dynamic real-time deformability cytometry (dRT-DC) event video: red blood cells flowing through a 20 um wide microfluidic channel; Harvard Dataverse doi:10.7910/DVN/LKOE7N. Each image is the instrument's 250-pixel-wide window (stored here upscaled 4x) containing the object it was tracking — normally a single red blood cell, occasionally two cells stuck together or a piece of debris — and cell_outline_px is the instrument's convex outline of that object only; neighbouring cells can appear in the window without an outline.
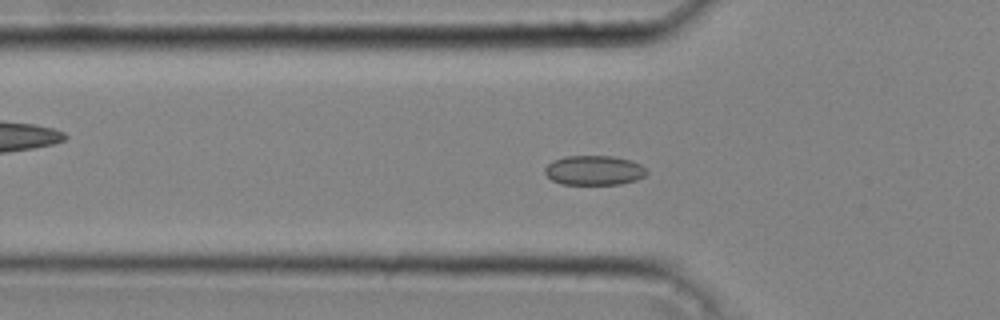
{"species": "common noctule bat (a hibernating species)", "species_latin": "Nyctalus noctula", "temperature_condition": "cold", "stored_images_in_passage": 37, "camera_frame_rate_fps": 3000, "um_per_image_px": 0.085, "animal": {"sex": "male", "body_mass_g": 20.4}, "frame": {"image": 1, "passage_image": 8, "time_ms": 2.333, "image_size_px": [1000, 320], "cell_outline_px": [[648, 172], [644, 176], [636, 180], [620, 184], [560, 184], [552, 180], [544, 172], [544, 168], [552, 160], [564, 156], [612, 156], [632, 160], [648, 168]], "centroid_in_image_um": [50.51, 14.47], "position_along_channel_um": 75.3, "area_um2": 17.74}}
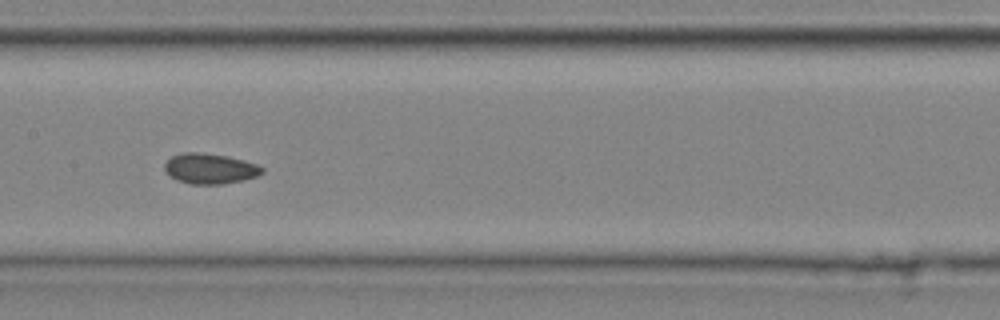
{"frame": {"image": 2, "passage_image": 16, "time_ms": 5.0, "image_size_px": [1000, 320], "cell_outline_px": [[264, 172], [256, 176], [244, 180], [220, 184], [188, 184], [176, 180], [164, 168], [164, 164], [172, 156], [184, 152], [200, 152], [228, 156], [256, 164], [264, 168]], "centroid_in_image_um": [17.85, 14.33], "position_along_channel_um": 189.5, "area_um2": 17.17}}
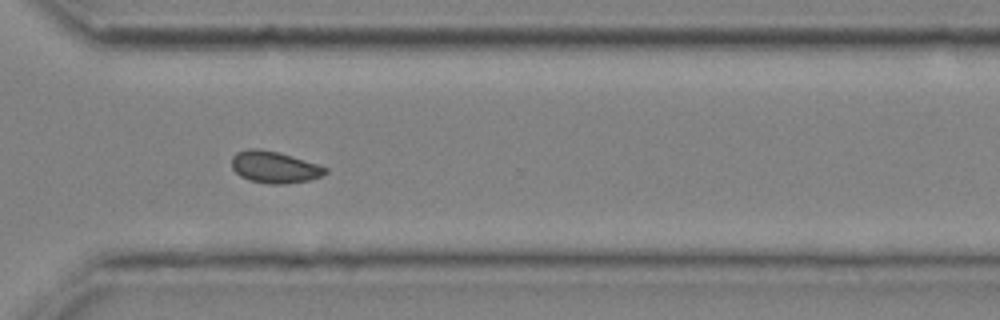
{"frame": {"image": 3, "passage_image": 27, "time_ms": 8.667, "image_size_px": [1000, 320], "cell_outline_px": [[328, 172], [320, 176], [308, 180], [284, 184], [268, 184], [248, 180], [240, 176], [232, 168], [232, 156], [236, 152], [248, 148], [260, 148], [292, 156], [328, 168]], "centroid_in_image_um": [23.29, 14.2], "position_along_channel_um": 347.3, "area_um2": 17.28}, "authors_computed_cell_mechanics": {"area_um2": 17.1088, "velocity_mm_per_s": 4.2806, "shape_relaxation_time_tau1_ms": 4.2999, "shape_relaxation_time_tau2_ms": 3.9843, "deformation_change_tau1": 0.045, "deformation_change_tau2": 0.0695}}